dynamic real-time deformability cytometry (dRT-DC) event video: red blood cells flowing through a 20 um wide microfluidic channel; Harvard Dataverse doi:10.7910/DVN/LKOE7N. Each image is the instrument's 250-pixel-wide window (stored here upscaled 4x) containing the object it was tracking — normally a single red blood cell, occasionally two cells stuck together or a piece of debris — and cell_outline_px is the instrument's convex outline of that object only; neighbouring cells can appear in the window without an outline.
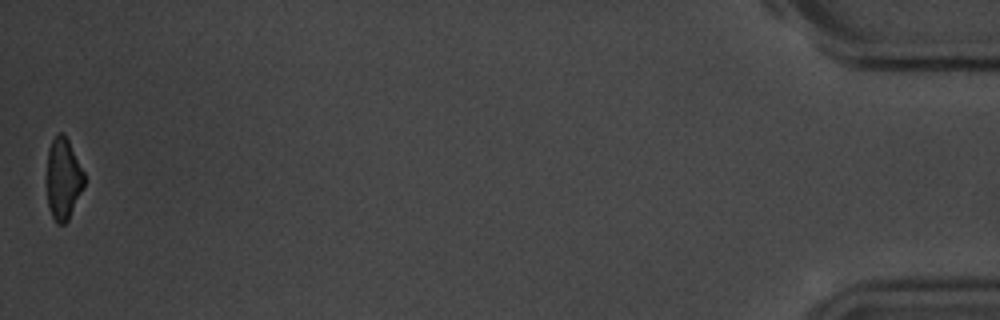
{"species": "common noctule bat (a hibernating species)", "species_latin": "Nyctalus noctula", "temperature_condition": "room temperature", "stored_images_in_passage": 15, "camera_frame_rate_fps": 3000, "um_per_image_px": 0.085, "animal": {"sex": "male", "body_mass_g": 20.1, "forearm_length_mm": 53.5}, "frame": {"image": 1, "passage_image": 15, "time_ms": 4.667, "image_size_px": [1000, 320], "cell_outline_px": [[84, 188], [68, 220], [64, 224], [56, 224], [52, 216], [48, 204], [48, 148], [52, 140], [60, 132], [64, 132], [84, 172]], "centroid_in_image_um": [5.39, 15.21], "position_along_channel_um": 429.8, "area_um2": 17.57}}